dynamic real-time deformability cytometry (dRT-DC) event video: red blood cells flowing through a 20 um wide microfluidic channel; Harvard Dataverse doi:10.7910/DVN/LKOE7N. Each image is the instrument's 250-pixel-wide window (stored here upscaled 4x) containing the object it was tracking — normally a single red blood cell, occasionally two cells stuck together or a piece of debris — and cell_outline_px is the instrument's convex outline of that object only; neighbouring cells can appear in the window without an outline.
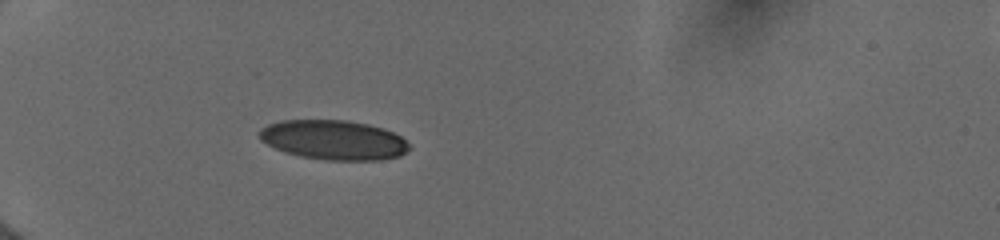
{"species": "human", "species_latin": "Homo sapiens", "temperature_condition": "cold", "stored_images_in_passage": 27, "camera_frame_rate_fps": 3000, "um_per_image_px": 0.085, "donor": {"sex": "female"}, "frame": {"image": 1, "passage_image": 7, "time_ms": 5.0, "image_size_px": [1000, 240], "cell_outline_px": [[412, 148], [408, 152], [400, 156], [380, 160], [324, 160], [300, 156], [284, 152], [260, 140], [260, 128], [268, 124], [280, 120], [344, 120], [368, 124], [384, 128], [400, 136]], "centroid_in_image_um": [28.38, 11.9], "position_along_channel_um": 56.6, "area_um2": 34.68}}
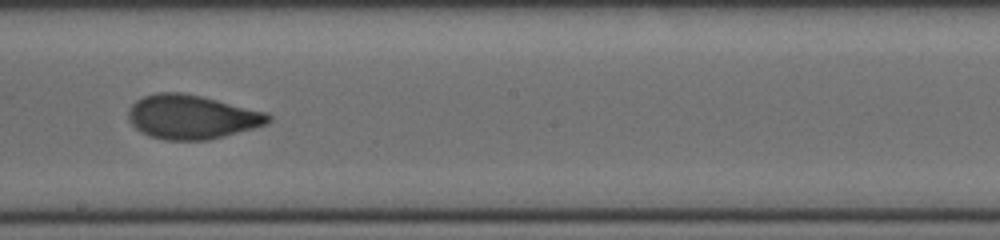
{"frame": {"image": 2, "passage_image": 17, "time_ms": 10.0, "image_size_px": [1000, 240], "cell_outline_px": [[272, 120], [268, 124], [224, 136], [208, 140], [164, 140], [148, 136], [140, 132], [128, 120], [128, 112], [132, 104], [136, 100], [144, 96], [156, 92], [180, 92], [200, 96], [268, 112], [272, 116]], "centroid_in_image_um": [16.3, 9.94], "position_along_channel_um": 231.9, "area_um2": 36.13}}
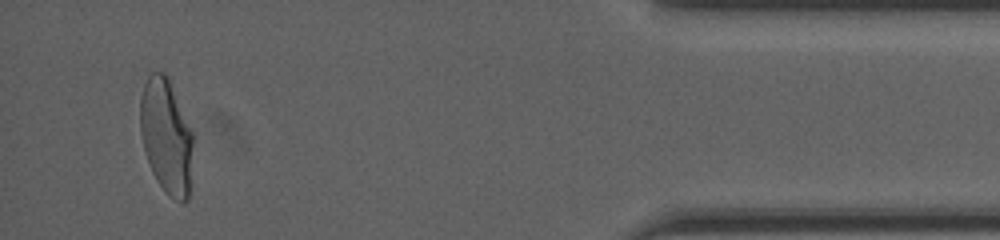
{"frame": {"image": 3, "passage_image": 27, "time_ms": 16.0, "image_size_px": [1000, 240], "cell_outline_px": [[192, 144], [188, 200], [184, 204], [168, 196], [156, 180], [152, 172], [144, 148], [140, 132], [140, 100], [144, 84], [148, 76], [152, 72], [164, 72], [168, 76], [192, 132]], "centroid_in_image_um": [14.12, 11.58], "position_along_channel_um": 421.1, "area_um2": 35.08}}